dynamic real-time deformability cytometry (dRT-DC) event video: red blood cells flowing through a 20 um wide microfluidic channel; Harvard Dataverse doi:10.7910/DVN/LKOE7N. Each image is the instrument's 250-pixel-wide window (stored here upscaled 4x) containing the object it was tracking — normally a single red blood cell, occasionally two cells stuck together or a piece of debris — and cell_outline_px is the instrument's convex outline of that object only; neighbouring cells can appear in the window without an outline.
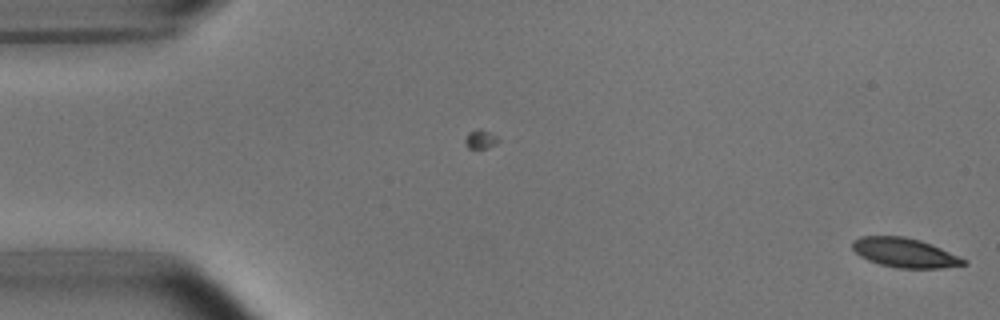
{"species": "common noctule bat (a hibernating species)", "species_latin": "Nyctalus noctula", "temperature_condition": "room temperature", "stored_images_in_passage": 4, "camera_frame_rate_fps": 3000, "um_per_image_px": 0.085, "animal": {"sex": "male", "body_mass_g": 15.6}, "frame": {"image": 1, "passage_image": 4, "time_ms": 1.0, "image_size_px": [1000, 320], "cell_outline_px": [[968, 264], [940, 268], [900, 268], [880, 264], [868, 260], [860, 256], [852, 248], [852, 240], [860, 236], [904, 236], [920, 240], [932, 244], [968, 260]], "centroid_in_image_um": [76.91, 21.47], "position_along_channel_um": 8.1, "area_um2": 19.07}}